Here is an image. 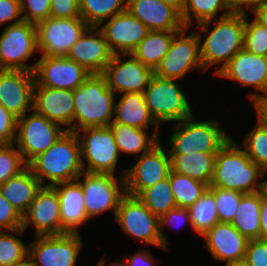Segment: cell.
I'll list each match as a JSON object with an SVG mask.
<instances>
[{"label":"cell","mask_w":267,"mask_h":266,"mask_svg":"<svg viewBox=\"0 0 267 266\" xmlns=\"http://www.w3.org/2000/svg\"><path fill=\"white\" fill-rule=\"evenodd\" d=\"M118 102L114 103V118L112 123H122L140 129H149L154 125L153 132H160L146 104L143 93H123Z\"/></svg>","instance_id":"27"},{"label":"cell","mask_w":267,"mask_h":266,"mask_svg":"<svg viewBox=\"0 0 267 266\" xmlns=\"http://www.w3.org/2000/svg\"><path fill=\"white\" fill-rule=\"evenodd\" d=\"M126 172L127 169L121 170L117 176L83 171L76 179L82 187L84 206L89 219L110 210H113L116 216L120 201L126 195Z\"/></svg>","instance_id":"7"},{"label":"cell","mask_w":267,"mask_h":266,"mask_svg":"<svg viewBox=\"0 0 267 266\" xmlns=\"http://www.w3.org/2000/svg\"><path fill=\"white\" fill-rule=\"evenodd\" d=\"M170 185L177 207L189 208L206 191L208 185L186 175L170 171Z\"/></svg>","instance_id":"36"},{"label":"cell","mask_w":267,"mask_h":266,"mask_svg":"<svg viewBox=\"0 0 267 266\" xmlns=\"http://www.w3.org/2000/svg\"><path fill=\"white\" fill-rule=\"evenodd\" d=\"M161 1L176 9L180 14L183 13V10L186 6V0H161Z\"/></svg>","instance_id":"55"},{"label":"cell","mask_w":267,"mask_h":266,"mask_svg":"<svg viewBox=\"0 0 267 266\" xmlns=\"http://www.w3.org/2000/svg\"><path fill=\"white\" fill-rule=\"evenodd\" d=\"M82 245L80 233L35 236L28 257L34 266H76Z\"/></svg>","instance_id":"14"},{"label":"cell","mask_w":267,"mask_h":266,"mask_svg":"<svg viewBox=\"0 0 267 266\" xmlns=\"http://www.w3.org/2000/svg\"><path fill=\"white\" fill-rule=\"evenodd\" d=\"M113 53L97 27H89L71 47L68 59L92 73H103Z\"/></svg>","instance_id":"23"},{"label":"cell","mask_w":267,"mask_h":266,"mask_svg":"<svg viewBox=\"0 0 267 266\" xmlns=\"http://www.w3.org/2000/svg\"><path fill=\"white\" fill-rule=\"evenodd\" d=\"M186 224L190 225V215L188 208H180L176 207L174 209L169 210L166 214L159 217V232L160 238L162 240V248H168V236L164 234L166 227H180L184 229ZM174 225V226H173ZM177 225V226H176ZM179 229V228H177Z\"/></svg>","instance_id":"43"},{"label":"cell","mask_w":267,"mask_h":266,"mask_svg":"<svg viewBox=\"0 0 267 266\" xmlns=\"http://www.w3.org/2000/svg\"><path fill=\"white\" fill-rule=\"evenodd\" d=\"M30 225L35 228V236L62 234L59 198L51 186L40 189L22 216V229Z\"/></svg>","instance_id":"19"},{"label":"cell","mask_w":267,"mask_h":266,"mask_svg":"<svg viewBox=\"0 0 267 266\" xmlns=\"http://www.w3.org/2000/svg\"><path fill=\"white\" fill-rule=\"evenodd\" d=\"M196 120L193 115L175 123L169 143L164 145L169 154L219 152L231 138L222 129L219 120Z\"/></svg>","instance_id":"5"},{"label":"cell","mask_w":267,"mask_h":266,"mask_svg":"<svg viewBox=\"0 0 267 266\" xmlns=\"http://www.w3.org/2000/svg\"><path fill=\"white\" fill-rule=\"evenodd\" d=\"M34 69L39 86L75 90L91 74L83 66L67 57L39 55Z\"/></svg>","instance_id":"17"},{"label":"cell","mask_w":267,"mask_h":266,"mask_svg":"<svg viewBox=\"0 0 267 266\" xmlns=\"http://www.w3.org/2000/svg\"><path fill=\"white\" fill-rule=\"evenodd\" d=\"M26 166L27 164L14 143L0 145V186L21 172Z\"/></svg>","instance_id":"42"},{"label":"cell","mask_w":267,"mask_h":266,"mask_svg":"<svg viewBox=\"0 0 267 266\" xmlns=\"http://www.w3.org/2000/svg\"><path fill=\"white\" fill-rule=\"evenodd\" d=\"M17 119L0 104V145H10L15 142Z\"/></svg>","instance_id":"45"},{"label":"cell","mask_w":267,"mask_h":266,"mask_svg":"<svg viewBox=\"0 0 267 266\" xmlns=\"http://www.w3.org/2000/svg\"><path fill=\"white\" fill-rule=\"evenodd\" d=\"M17 228H22V216L0 193V231Z\"/></svg>","instance_id":"46"},{"label":"cell","mask_w":267,"mask_h":266,"mask_svg":"<svg viewBox=\"0 0 267 266\" xmlns=\"http://www.w3.org/2000/svg\"><path fill=\"white\" fill-rule=\"evenodd\" d=\"M90 26L81 18H54L36 24L39 55L66 57Z\"/></svg>","instance_id":"11"},{"label":"cell","mask_w":267,"mask_h":266,"mask_svg":"<svg viewBox=\"0 0 267 266\" xmlns=\"http://www.w3.org/2000/svg\"><path fill=\"white\" fill-rule=\"evenodd\" d=\"M261 191L245 193L240 200L231 224L248 240L261 238Z\"/></svg>","instance_id":"31"},{"label":"cell","mask_w":267,"mask_h":266,"mask_svg":"<svg viewBox=\"0 0 267 266\" xmlns=\"http://www.w3.org/2000/svg\"><path fill=\"white\" fill-rule=\"evenodd\" d=\"M31 112L17 119L14 142L26 164L49 149L67 131L34 110Z\"/></svg>","instance_id":"10"},{"label":"cell","mask_w":267,"mask_h":266,"mask_svg":"<svg viewBox=\"0 0 267 266\" xmlns=\"http://www.w3.org/2000/svg\"><path fill=\"white\" fill-rule=\"evenodd\" d=\"M137 197L157 217L177 207L169 177L146 188Z\"/></svg>","instance_id":"37"},{"label":"cell","mask_w":267,"mask_h":266,"mask_svg":"<svg viewBox=\"0 0 267 266\" xmlns=\"http://www.w3.org/2000/svg\"><path fill=\"white\" fill-rule=\"evenodd\" d=\"M105 259H100V261L98 262V264L96 266H109V264H107V262L105 263ZM110 266H127L125 260H120V259H116L112 262V264H110Z\"/></svg>","instance_id":"56"},{"label":"cell","mask_w":267,"mask_h":266,"mask_svg":"<svg viewBox=\"0 0 267 266\" xmlns=\"http://www.w3.org/2000/svg\"><path fill=\"white\" fill-rule=\"evenodd\" d=\"M102 74L106 78L108 87L119 95L144 93L154 71L129 53L113 54Z\"/></svg>","instance_id":"16"},{"label":"cell","mask_w":267,"mask_h":266,"mask_svg":"<svg viewBox=\"0 0 267 266\" xmlns=\"http://www.w3.org/2000/svg\"><path fill=\"white\" fill-rule=\"evenodd\" d=\"M51 0H20L22 19L37 24L50 17Z\"/></svg>","instance_id":"44"},{"label":"cell","mask_w":267,"mask_h":266,"mask_svg":"<svg viewBox=\"0 0 267 266\" xmlns=\"http://www.w3.org/2000/svg\"><path fill=\"white\" fill-rule=\"evenodd\" d=\"M244 260L249 266H267V239L249 240Z\"/></svg>","instance_id":"47"},{"label":"cell","mask_w":267,"mask_h":266,"mask_svg":"<svg viewBox=\"0 0 267 266\" xmlns=\"http://www.w3.org/2000/svg\"><path fill=\"white\" fill-rule=\"evenodd\" d=\"M110 127L120 155L135 154L138 158L160 142V132L152 131L148 135L149 129H140L122 123H111Z\"/></svg>","instance_id":"29"},{"label":"cell","mask_w":267,"mask_h":266,"mask_svg":"<svg viewBox=\"0 0 267 266\" xmlns=\"http://www.w3.org/2000/svg\"><path fill=\"white\" fill-rule=\"evenodd\" d=\"M37 50L36 24L22 20L5 26L0 35V70L34 72L37 62L26 63Z\"/></svg>","instance_id":"9"},{"label":"cell","mask_w":267,"mask_h":266,"mask_svg":"<svg viewBox=\"0 0 267 266\" xmlns=\"http://www.w3.org/2000/svg\"><path fill=\"white\" fill-rule=\"evenodd\" d=\"M34 72L0 70V104L17 118L33 110Z\"/></svg>","instance_id":"21"},{"label":"cell","mask_w":267,"mask_h":266,"mask_svg":"<svg viewBox=\"0 0 267 266\" xmlns=\"http://www.w3.org/2000/svg\"><path fill=\"white\" fill-rule=\"evenodd\" d=\"M150 249H140L131 256H124L127 266H157L156 258L150 253Z\"/></svg>","instance_id":"50"},{"label":"cell","mask_w":267,"mask_h":266,"mask_svg":"<svg viewBox=\"0 0 267 266\" xmlns=\"http://www.w3.org/2000/svg\"><path fill=\"white\" fill-rule=\"evenodd\" d=\"M230 14L232 12L226 0H186V6L181 14V19L183 25L190 28L195 23L193 19H196V24H199L208 20L223 18Z\"/></svg>","instance_id":"33"},{"label":"cell","mask_w":267,"mask_h":266,"mask_svg":"<svg viewBox=\"0 0 267 266\" xmlns=\"http://www.w3.org/2000/svg\"><path fill=\"white\" fill-rule=\"evenodd\" d=\"M73 98V132L88 127H110L117 97L102 73L90 74L81 86L73 90Z\"/></svg>","instance_id":"4"},{"label":"cell","mask_w":267,"mask_h":266,"mask_svg":"<svg viewBox=\"0 0 267 266\" xmlns=\"http://www.w3.org/2000/svg\"><path fill=\"white\" fill-rule=\"evenodd\" d=\"M213 193L219 222L231 223L244 193L216 187H208Z\"/></svg>","instance_id":"41"},{"label":"cell","mask_w":267,"mask_h":266,"mask_svg":"<svg viewBox=\"0 0 267 266\" xmlns=\"http://www.w3.org/2000/svg\"><path fill=\"white\" fill-rule=\"evenodd\" d=\"M106 21L97 28L102 32L113 54L131 53L149 32L147 27L128 10Z\"/></svg>","instance_id":"20"},{"label":"cell","mask_w":267,"mask_h":266,"mask_svg":"<svg viewBox=\"0 0 267 266\" xmlns=\"http://www.w3.org/2000/svg\"><path fill=\"white\" fill-rule=\"evenodd\" d=\"M27 166L43 186L76 180L84 171L80 141L76 132L67 130L49 149L34 157ZM46 179L50 181L47 184Z\"/></svg>","instance_id":"3"},{"label":"cell","mask_w":267,"mask_h":266,"mask_svg":"<svg viewBox=\"0 0 267 266\" xmlns=\"http://www.w3.org/2000/svg\"><path fill=\"white\" fill-rule=\"evenodd\" d=\"M20 0H0V25L21 22Z\"/></svg>","instance_id":"49"},{"label":"cell","mask_w":267,"mask_h":266,"mask_svg":"<svg viewBox=\"0 0 267 266\" xmlns=\"http://www.w3.org/2000/svg\"><path fill=\"white\" fill-rule=\"evenodd\" d=\"M12 266H34V263L29 257H26L22 262L16 263Z\"/></svg>","instance_id":"58"},{"label":"cell","mask_w":267,"mask_h":266,"mask_svg":"<svg viewBox=\"0 0 267 266\" xmlns=\"http://www.w3.org/2000/svg\"><path fill=\"white\" fill-rule=\"evenodd\" d=\"M33 110L48 120L60 124L65 130L73 131V90L43 87L35 82Z\"/></svg>","instance_id":"22"},{"label":"cell","mask_w":267,"mask_h":266,"mask_svg":"<svg viewBox=\"0 0 267 266\" xmlns=\"http://www.w3.org/2000/svg\"><path fill=\"white\" fill-rule=\"evenodd\" d=\"M43 185L28 166L0 186L2 196L23 216Z\"/></svg>","instance_id":"28"},{"label":"cell","mask_w":267,"mask_h":266,"mask_svg":"<svg viewBox=\"0 0 267 266\" xmlns=\"http://www.w3.org/2000/svg\"><path fill=\"white\" fill-rule=\"evenodd\" d=\"M266 175L239 143L230 138L216 154L213 177L208 187L244 194L256 193L267 188V180H264Z\"/></svg>","instance_id":"2"},{"label":"cell","mask_w":267,"mask_h":266,"mask_svg":"<svg viewBox=\"0 0 267 266\" xmlns=\"http://www.w3.org/2000/svg\"><path fill=\"white\" fill-rule=\"evenodd\" d=\"M225 266H249L246 261L243 260H239V261H230V262H226Z\"/></svg>","instance_id":"57"},{"label":"cell","mask_w":267,"mask_h":266,"mask_svg":"<svg viewBox=\"0 0 267 266\" xmlns=\"http://www.w3.org/2000/svg\"><path fill=\"white\" fill-rule=\"evenodd\" d=\"M243 144L239 145L267 174V128L256 123V126L244 136Z\"/></svg>","instance_id":"39"},{"label":"cell","mask_w":267,"mask_h":266,"mask_svg":"<svg viewBox=\"0 0 267 266\" xmlns=\"http://www.w3.org/2000/svg\"><path fill=\"white\" fill-rule=\"evenodd\" d=\"M250 13L257 22L267 27V0L258 4Z\"/></svg>","instance_id":"54"},{"label":"cell","mask_w":267,"mask_h":266,"mask_svg":"<svg viewBox=\"0 0 267 266\" xmlns=\"http://www.w3.org/2000/svg\"><path fill=\"white\" fill-rule=\"evenodd\" d=\"M183 91L178 80L152 75L143 94L151 115L159 125L176 123L194 115Z\"/></svg>","instance_id":"6"},{"label":"cell","mask_w":267,"mask_h":266,"mask_svg":"<svg viewBox=\"0 0 267 266\" xmlns=\"http://www.w3.org/2000/svg\"><path fill=\"white\" fill-rule=\"evenodd\" d=\"M212 23L215 25L209 30ZM196 27L200 30L196 33L200 42L202 66L207 71L216 65L217 69L213 73L216 75L238 51L243 49L245 14L232 13L223 18L196 24ZM203 33L207 35L204 39Z\"/></svg>","instance_id":"1"},{"label":"cell","mask_w":267,"mask_h":266,"mask_svg":"<svg viewBox=\"0 0 267 266\" xmlns=\"http://www.w3.org/2000/svg\"><path fill=\"white\" fill-rule=\"evenodd\" d=\"M243 49L249 53L267 57V27L245 14Z\"/></svg>","instance_id":"40"},{"label":"cell","mask_w":267,"mask_h":266,"mask_svg":"<svg viewBox=\"0 0 267 266\" xmlns=\"http://www.w3.org/2000/svg\"><path fill=\"white\" fill-rule=\"evenodd\" d=\"M9 232L0 231V266H12L28 257V246L19 238L25 231L17 228Z\"/></svg>","instance_id":"38"},{"label":"cell","mask_w":267,"mask_h":266,"mask_svg":"<svg viewBox=\"0 0 267 266\" xmlns=\"http://www.w3.org/2000/svg\"><path fill=\"white\" fill-rule=\"evenodd\" d=\"M50 17L54 18L81 17L79 0H51Z\"/></svg>","instance_id":"48"},{"label":"cell","mask_w":267,"mask_h":266,"mask_svg":"<svg viewBox=\"0 0 267 266\" xmlns=\"http://www.w3.org/2000/svg\"><path fill=\"white\" fill-rule=\"evenodd\" d=\"M189 29L184 27L174 36L169 51L154 70L155 75L180 80L196 68L205 72L201 61L198 35L196 32L188 34Z\"/></svg>","instance_id":"12"},{"label":"cell","mask_w":267,"mask_h":266,"mask_svg":"<svg viewBox=\"0 0 267 266\" xmlns=\"http://www.w3.org/2000/svg\"><path fill=\"white\" fill-rule=\"evenodd\" d=\"M76 134L80 141L84 171L115 175L120 153L111 127H88Z\"/></svg>","instance_id":"8"},{"label":"cell","mask_w":267,"mask_h":266,"mask_svg":"<svg viewBox=\"0 0 267 266\" xmlns=\"http://www.w3.org/2000/svg\"><path fill=\"white\" fill-rule=\"evenodd\" d=\"M136 159L132 167L126 168L125 175L126 194L134 197L169 177L171 171L169 153L164 145L161 146V142Z\"/></svg>","instance_id":"15"},{"label":"cell","mask_w":267,"mask_h":266,"mask_svg":"<svg viewBox=\"0 0 267 266\" xmlns=\"http://www.w3.org/2000/svg\"><path fill=\"white\" fill-rule=\"evenodd\" d=\"M250 100L257 114V123L267 128V92L258 94Z\"/></svg>","instance_id":"51"},{"label":"cell","mask_w":267,"mask_h":266,"mask_svg":"<svg viewBox=\"0 0 267 266\" xmlns=\"http://www.w3.org/2000/svg\"><path fill=\"white\" fill-rule=\"evenodd\" d=\"M260 219L261 238L267 239V188L261 190Z\"/></svg>","instance_id":"53"},{"label":"cell","mask_w":267,"mask_h":266,"mask_svg":"<svg viewBox=\"0 0 267 266\" xmlns=\"http://www.w3.org/2000/svg\"><path fill=\"white\" fill-rule=\"evenodd\" d=\"M205 246L216 262L239 261L245 258L248 239L231 223L218 222L203 236Z\"/></svg>","instance_id":"24"},{"label":"cell","mask_w":267,"mask_h":266,"mask_svg":"<svg viewBox=\"0 0 267 266\" xmlns=\"http://www.w3.org/2000/svg\"><path fill=\"white\" fill-rule=\"evenodd\" d=\"M188 210L191 230L199 236H203L219 222L214 195L208 188Z\"/></svg>","instance_id":"34"},{"label":"cell","mask_w":267,"mask_h":266,"mask_svg":"<svg viewBox=\"0 0 267 266\" xmlns=\"http://www.w3.org/2000/svg\"><path fill=\"white\" fill-rule=\"evenodd\" d=\"M127 0H79L80 16L90 26L101 23L126 10Z\"/></svg>","instance_id":"35"},{"label":"cell","mask_w":267,"mask_h":266,"mask_svg":"<svg viewBox=\"0 0 267 266\" xmlns=\"http://www.w3.org/2000/svg\"><path fill=\"white\" fill-rule=\"evenodd\" d=\"M264 0H226L232 13H250L258 4ZM249 10V12H248Z\"/></svg>","instance_id":"52"},{"label":"cell","mask_w":267,"mask_h":266,"mask_svg":"<svg viewBox=\"0 0 267 266\" xmlns=\"http://www.w3.org/2000/svg\"><path fill=\"white\" fill-rule=\"evenodd\" d=\"M215 76L236 81L245 88L252 87L253 92L249 93L250 100L258 94L267 92V57L242 49Z\"/></svg>","instance_id":"18"},{"label":"cell","mask_w":267,"mask_h":266,"mask_svg":"<svg viewBox=\"0 0 267 266\" xmlns=\"http://www.w3.org/2000/svg\"><path fill=\"white\" fill-rule=\"evenodd\" d=\"M51 187L56 191L59 198L62 234H79V227L89 220L80 183L74 180L57 183Z\"/></svg>","instance_id":"26"},{"label":"cell","mask_w":267,"mask_h":266,"mask_svg":"<svg viewBox=\"0 0 267 266\" xmlns=\"http://www.w3.org/2000/svg\"><path fill=\"white\" fill-rule=\"evenodd\" d=\"M179 31H149L131 54L153 71L169 51L174 36Z\"/></svg>","instance_id":"32"},{"label":"cell","mask_w":267,"mask_h":266,"mask_svg":"<svg viewBox=\"0 0 267 266\" xmlns=\"http://www.w3.org/2000/svg\"><path fill=\"white\" fill-rule=\"evenodd\" d=\"M116 222L127 235L147 245L162 248L159 232V217L154 215L138 197L126 194L120 201L115 216Z\"/></svg>","instance_id":"13"},{"label":"cell","mask_w":267,"mask_h":266,"mask_svg":"<svg viewBox=\"0 0 267 266\" xmlns=\"http://www.w3.org/2000/svg\"><path fill=\"white\" fill-rule=\"evenodd\" d=\"M126 10L149 31H180L185 27L181 14L161 0H127Z\"/></svg>","instance_id":"25"},{"label":"cell","mask_w":267,"mask_h":266,"mask_svg":"<svg viewBox=\"0 0 267 266\" xmlns=\"http://www.w3.org/2000/svg\"><path fill=\"white\" fill-rule=\"evenodd\" d=\"M217 152L169 154L171 170L206 183L213 177Z\"/></svg>","instance_id":"30"}]
</instances>
